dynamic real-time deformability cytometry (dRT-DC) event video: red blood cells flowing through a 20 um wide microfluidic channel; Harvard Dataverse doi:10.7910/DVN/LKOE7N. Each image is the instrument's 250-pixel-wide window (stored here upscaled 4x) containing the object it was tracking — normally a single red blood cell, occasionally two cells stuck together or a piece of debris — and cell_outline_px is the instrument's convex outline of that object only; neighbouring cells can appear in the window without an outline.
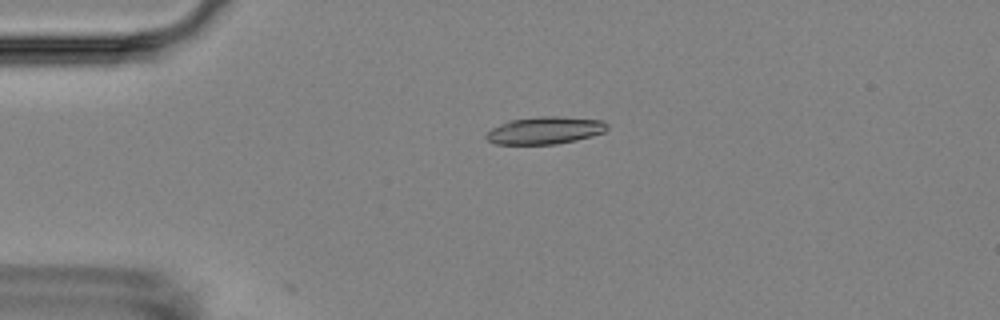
{"species": "Egyptian fruit bat (a non-hibernating species)", "species_latin": "Rousettus aegyptiacus", "temperature_condition": "room temperature", "stored_images_in_passage": 6, "camera_frame_rate_fps": 3000, "um_per_image_px": 0.085, "animal": {"sex": "female"}, "frame": {"image": 1, "passage_image": 4, "time_ms": 3.333, "image_size_px": [1000, 320], "cell_outline_px": [[608, 128], [604, 132], [592, 136], [576, 140], [556, 144], [496, 144], [488, 140], [484, 136], [492, 128], [508, 120], [540, 116], [556, 116], [604, 120], [608, 124]], "centroid_in_image_um": [46.34, 11.08], "position_along_channel_um": 38.7, "area_um2": 19.36}}